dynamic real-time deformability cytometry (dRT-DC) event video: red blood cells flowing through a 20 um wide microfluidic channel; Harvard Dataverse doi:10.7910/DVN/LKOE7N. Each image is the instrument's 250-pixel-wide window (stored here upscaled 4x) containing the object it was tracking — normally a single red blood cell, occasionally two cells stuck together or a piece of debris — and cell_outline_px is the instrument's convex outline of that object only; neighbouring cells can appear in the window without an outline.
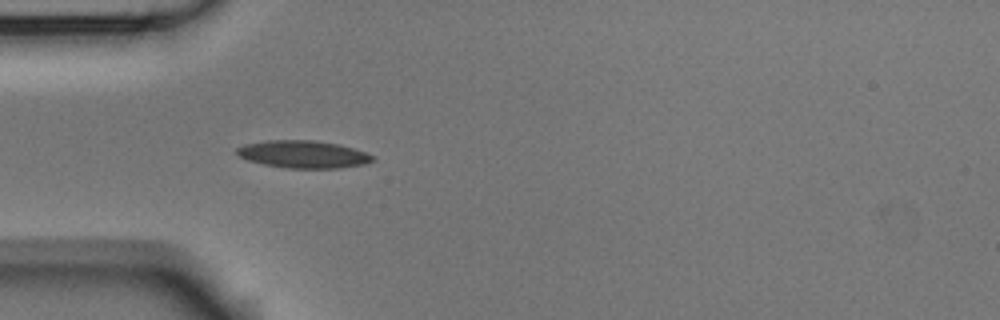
{"species": "Egyptian fruit bat (a non-hibernating species)", "species_latin": "Rousettus aegyptiacus", "temperature_condition": "room temperature", "stored_images_in_passage": 1, "camera_frame_rate_fps": 3000, "um_per_image_px": 0.085, "animal": {"sex": "male"}, "frame": {"image": 1, "passage_image": 1, "time_ms": 0.0, "image_size_px": [1000, 320], "cell_outline_px": [[376, 160], [364, 164], [340, 168], [288, 168], [264, 164], [248, 160], [240, 156], [236, 152], [236, 148], [244, 144], [268, 140], [312, 140], [340, 144], [376, 156]], "centroid_in_image_um": [25.8, 13.11], "position_along_channel_um": 59.2, "area_um2": 21.73}}